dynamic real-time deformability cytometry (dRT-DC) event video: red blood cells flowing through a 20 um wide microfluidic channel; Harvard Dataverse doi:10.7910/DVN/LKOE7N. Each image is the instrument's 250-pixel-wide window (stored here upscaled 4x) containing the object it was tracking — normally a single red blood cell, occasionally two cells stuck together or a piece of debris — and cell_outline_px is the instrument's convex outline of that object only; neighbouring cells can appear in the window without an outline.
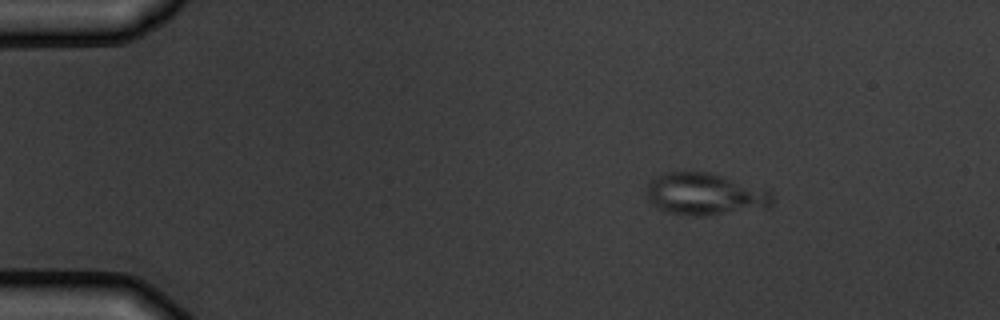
{"species": "common noctule bat (a hibernating species)", "species_latin": "Nyctalus noctula", "temperature_condition": "warm", "stored_images_in_passage": 7, "camera_frame_rate_fps": 3000, "um_per_image_px": 0.085, "animal": {"sex": "male", "body_mass_g": 19.5, "forearm_length_mm": 54.6}, "frame": {"image": 1, "passage_image": 1, "time_ms": 0.0, "image_size_px": [1000, 320], "cell_outline_px": [[772, 204], [764, 208], [708, 216], [688, 216], [668, 212], [656, 208], [648, 200], [648, 184], [656, 176], [664, 172], [708, 172], [768, 188], [772, 192]], "centroid_in_image_um": [59.96, 16.51], "position_along_channel_um": 25.0, "area_um2": 31.15}}
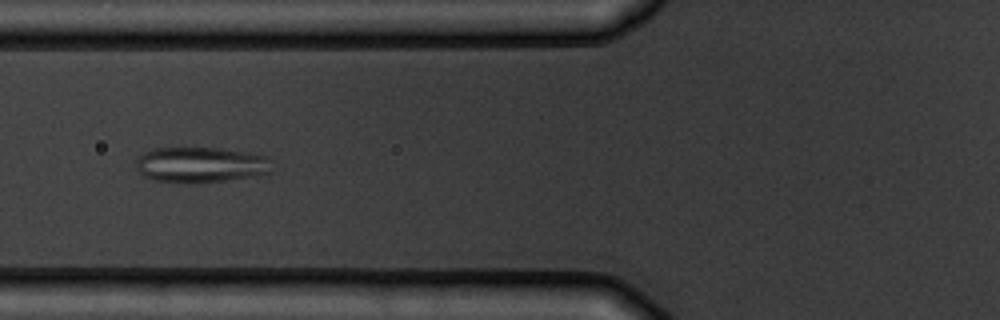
{"frame": {"image": 2, "passage_image": 4, "time_ms": 4.333, "image_size_px": [1000, 320], "cell_outline_px": [[272, 172], [252, 176], [224, 180], [192, 184], [188, 184], [152, 180], [144, 176], [136, 168], [136, 156], [152, 148], [220, 148], [248, 152], [268, 156]], "centroid_in_image_um": [17.01, 14.0], "position_along_channel_um": 108.8, "area_um2": 28.5}}